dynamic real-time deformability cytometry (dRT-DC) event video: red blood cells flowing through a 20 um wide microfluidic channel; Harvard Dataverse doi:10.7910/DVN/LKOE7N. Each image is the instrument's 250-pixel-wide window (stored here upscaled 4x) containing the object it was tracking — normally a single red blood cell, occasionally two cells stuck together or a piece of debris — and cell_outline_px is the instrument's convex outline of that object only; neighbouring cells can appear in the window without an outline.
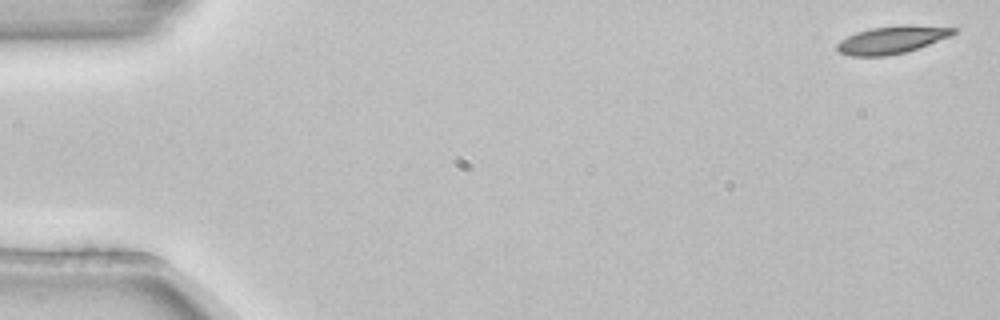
{"species": "common noctule bat (a hibernating species)", "species_latin": "Nyctalus noctula", "temperature_condition": "room temperature", "stored_images_in_passage": 4, "camera_frame_rate_fps": 3000, "um_per_image_px": 0.085, "animal": {"sex": "female", "body_mass_g": 22.7, "forearm_length_mm": 54.2}, "frame": {"image": 1, "passage_image": 1, "time_ms": 0.0, "image_size_px": [1000, 320], "cell_outline_px": [[960, 28], [952, 36], [904, 52], [884, 56], [852, 56], [840, 52], [836, 48], [836, 44], [840, 40], [856, 32], [872, 28], [900, 24], [908, 24]], "centroid_in_image_um": [75.84, 3.36], "position_along_channel_um": 9.2, "area_um2": 18.73}}
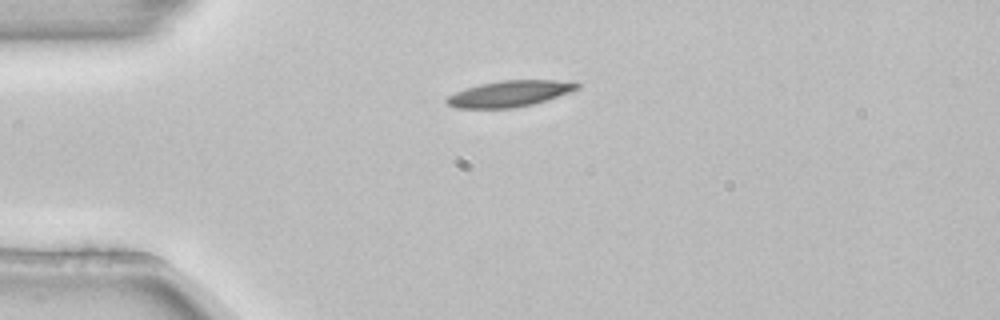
{"frame": {"image": 2, "passage_image": 3, "time_ms": 0.667, "image_size_px": [1000, 320], "cell_outline_px": [[580, 88], [532, 104], [512, 108], [456, 108], [448, 104], [444, 100], [448, 96], [456, 92], [480, 84], [500, 80], [552, 80], [580, 84]], "centroid_in_image_um": [43.26, 7.96], "position_along_channel_um": 41.7, "area_um2": 19.36}}